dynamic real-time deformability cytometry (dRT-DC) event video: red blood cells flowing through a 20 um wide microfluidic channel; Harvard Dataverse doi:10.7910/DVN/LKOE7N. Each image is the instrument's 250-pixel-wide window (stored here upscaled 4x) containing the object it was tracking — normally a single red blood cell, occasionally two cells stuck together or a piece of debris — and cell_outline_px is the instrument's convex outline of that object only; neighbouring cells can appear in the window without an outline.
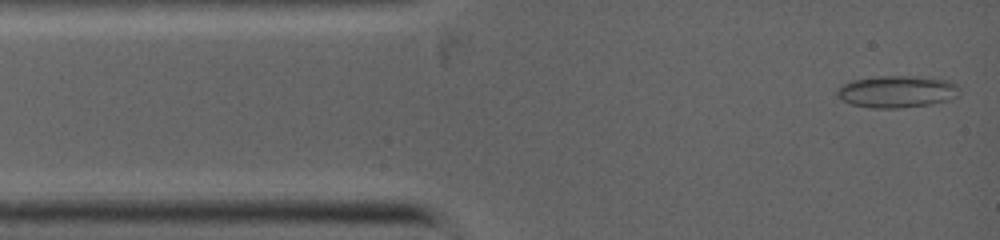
{"species": "common noctule bat (a hibernating species)", "species_latin": "Nyctalus noctula", "temperature_condition": "warm", "stored_images_in_passage": 29, "camera_frame_rate_fps": 5000, "um_per_image_px": 0.085, "animal": {"sex": "female", "body_mass_g": 19.0, "forearm_length_mm": 53.3}, "frame": {"image": 1, "passage_image": 1, "time_ms": 0.0, "image_size_px": [1000, 240], "cell_outline_px": [[960, 92], [956, 96], [948, 100], [928, 104], [896, 108], [872, 108], [852, 104], [836, 96], [836, 92], [844, 84], [852, 80], [880, 76], [928, 76], [948, 80], [956, 84], [960, 88]], "centroid_in_image_um": [76.28, 7.77], "position_along_channel_um": 8.7, "area_um2": 22.77}}
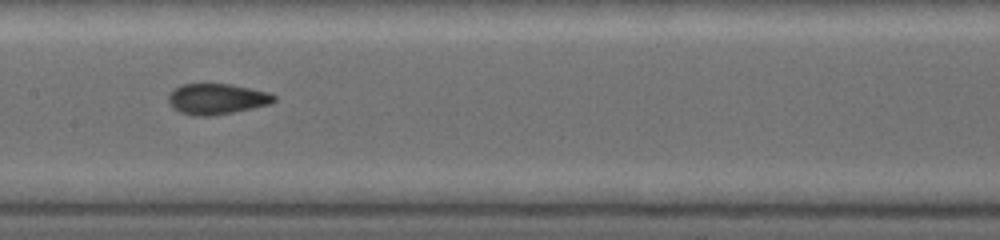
{"frame": {"image": 2, "passage_image": 12, "time_ms": 4.8, "image_size_px": [1000, 240], "cell_outline_px": [[276, 100], [272, 104], [232, 112], [208, 116], [192, 116], [180, 112], [172, 108], [168, 104], [168, 96], [180, 84], [228, 84], [268, 92], [276, 96]], "centroid_in_image_um": [18.41, 8.42], "position_along_channel_um": 189.0, "area_um2": 18.84}}
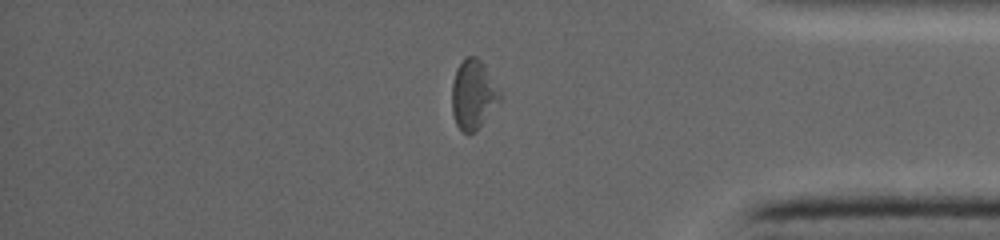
{"frame": {"image": 3, "passage_image": 23, "time_ms": 9.4, "image_size_px": [1000, 240], "cell_outline_px": [[500, 100], [476, 132], [460, 132], [456, 124], [452, 112], [452, 84], [456, 68], [468, 56], [476, 56], [480, 60], [500, 92]], "centroid_in_image_um": [40.19, 8.07], "position_along_channel_um": 395.0, "area_um2": 19.02}}